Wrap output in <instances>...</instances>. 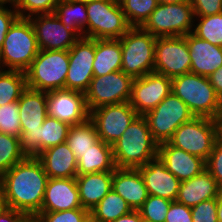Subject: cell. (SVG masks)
<instances>
[{"label":"cell","mask_w":222,"mask_h":222,"mask_svg":"<svg viewBox=\"0 0 222 222\" xmlns=\"http://www.w3.org/2000/svg\"><path fill=\"white\" fill-rule=\"evenodd\" d=\"M49 177L37 157H26L0 177L7 208L35 217L41 210Z\"/></svg>","instance_id":"6da1fadb"},{"label":"cell","mask_w":222,"mask_h":222,"mask_svg":"<svg viewBox=\"0 0 222 222\" xmlns=\"http://www.w3.org/2000/svg\"><path fill=\"white\" fill-rule=\"evenodd\" d=\"M158 145L146 118L138 115L112 145L115 166L138 169L158 156Z\"/></svg>","instance_id":"7a4b0ae2"},{"label":"cell","mask_w":222,"mask_h":222,"mask_svg":"<svg viewBox=\"0 0 222 222\" xmlns=\"http://www.w3.org/2000/svg\"><path fill=\"white\" fill-rule=\"evenodd\" d=\"M171 90L195 117L216 119L222 112V100L206 76L189 72L174 77Z\"/></svg>","instance_id":"3957f363"},{"label":"cell","mask_w":222,"mask_h":222,"mask_svg":"<svg viewBox=\"0 0 222 222\" xmlns=\"http://www.w3.org/2000/svg\"><path fill=\"white\" fill-rule=\"evenodd\" d=\"M38 52L32 22L29 18H18L5 36L0 52V69L4 66L8 70L25 72Z\"/></svg>","instance_id":"277c9868"},{"label":"cell","mask_w":222,"mask_h":222,"mask_svg":"<svg viewBox=\"0 0 222 222\" xmlns=\"http://www.w3.org/2000/svg\"><path fill=\"white\" fill-rule=\"evenodd\" d=\"M18 103L21 123V150L26 157H37L40 154V126L47 117V92L27 87L22 92Z\"/></svg>","instance_id":"5b68a950"},{"label":"cell","mask_w":222,"mask_h":222,"mask_svg":"<svg viewBox=\"0 0 222 222\" xmlns=\"http://www.w3.org/2000/svg\"><path fill=\"white\" fill-rule=\"evenodd\" d=\"M68 69V50H39L25 71L26 85L44 92L65 88Z\"/></svg>","instance_id":"8992f818"},{"label":"cell","mask_w":222,"mask_h":222,"mask_svg":"<svg viewBox=\"0 0 222 222\" xmlns=\"http://www.w3.org/2000/svg\"><path fill=\"white\" fill-rule=\"evenodd\" d=\"M156 38L141 27H131L121 38V71L133 79L153 72Z\"/></svg>","instance_id":"52a82bcc"},{"label":"cell","mask_w":222,"mask_h":222,"mask_svg":"<svg viewBox=\"0 0 222 222\" xmlns=\"http://www.w3.org/2000/svg\"><path fill=\"white\" fill-rule=\"evenodd\" d=\"M85 37L120 39L130 28L118 0H96L86 4Z\"/></svg>","instance_id":"ba28073f"},{"label":"cell","mask_w":222,"mask_h":222,"mask_svg":"<svg viewBox=\"0 0 222 222\" xmlns=\"http://www.w3.org/2000/svg\"><path fill=\"white\" fill-rule=\"evenodd\" d=\"M194 18L189 0L182 3L158 4L141 28L155 37L185 36L193 32L191 28L194 26Z\"/></svg>","instance_id":"9c48e42d"},{"label":"cell","mask_w":222,"mask_h":222,"mask_svg":"<svg viewBox=\"0 0 222 222\" xmlns=\"http://www.w3.org/2000/svg\"><path fill=\"white\" fill-rule=\"evenodd\" d=\"M217 140L215 119L193 117L180 125L168 141L172 146L207 160Z\"/></svg>","instance_id":"30bf717a"},{"label":"cell","mask_w":222,"mask_h":222,"mask_svg":"<svg viewBox=\"0 0 222 222\" xmlns=\"http://www.w3.org/2000/svg\"><path fill=\"white\" fill-rule=\"evenodd\" d=\"M144 117L153 139L161 144L168 142L180 125L190 121L195 116L190 112L187 105L171 92Z\"/></svg>","instance_id":"8fae6325"},{"label":"cell","mask_w":222,"mask_h":222,"mask_svg":"<svg viewBox=\"0 0 222 222\" xmlns=\"http://www.w3.org/2000/svg\"><path fill=\"white\" fill-rule=\"evenodd\" d=\"M133 80L123 71L93 77L85 92L89 112L103 105L128 102L131 97Z\"/></svg>","instance_id":"7c38bea8"},{"label":"cell","mask_w":222,"mask_h":222,"mask_svg":"<svg viewBox=\"0 0 222 222\" xmlns=\"http://www.w3.org/2000/svg\"><path fill=\"white\" fill-rule=\"evenodd\" d=\"M153 72L174 78L190 72L191 57L185 36L157 37Z\"/></svg>","instance_id":"4fadbf2b"},{"label":"cell","mask_w":222,"mask_h":222,"mask_svg":"<svg viewBox=\"0 0 222 222\" xmlns=\"http://www.w3.org/2000/svg\"><path fill=\"white\" fill-rule=\"evenodd\" d=\"M137 116L128 101L100 106L90 111L89 118L94 122L99 139L113 145Z\"/></svg>","instance_id":"5bb4252c"},{"label":"cell","mask_w":222,"mask_h":222,"mask_svg":"<svg viewBox=\"0 0 222 222\" xmlns=\"http://www.w3.org/2000/svg\"><path fill=\"white\" fill-rule=\"evenodd\" d=\"M68 55L65 88L85 93L94 77L95 39L80 37L68 50Z\"/></svg>","instance_id":"9a60e30c"},{"label":"cell","mask_w":222,"mask_h":222,"mask_svg":"<svg viewBox=\"0 0 222 222\" xmlns=\"http://www.w3.org/2000/svg\"><path fill=\"white\" fill-rule=\"evenodd\" d=\"M171 89V78L151 72L133 80L129 103L138 115L144 116L168 96Z\"/></svg>","instance_id":"2e32d148"},{"label":"cell","mask_w":222,"mask_h":222,"mask_svg":"<svg viewBox=\"0 0 222 222\" xmlns=\"http://www.w3.org/2000/svg\"><path fill=\"white\" fill-rule=\"evenodd\" d=\"M46 109L47 116L70 126L83 123L90 116L85 93L66 88L47 92Z\"/></svg>","instance_id":"e0dca14e"},{"label":"cell","mask_w":222,"mask_h":222,"mask_svg":"<svg viewBox=\"0 0 222 222\" xmlns=\"http://www.w3.org/2000/svg\"><path fill=\"white\" fill-rule=\"evenodd\" d=\"M29 19L36 33L39 50H69L80 38L73 30L67 28L54 13L39 14Z\"/></svg>","instance_id":"ac0fdd59"},{"label":"cell","mask_w":222,"mask_h":222,"mask_svg":"<svg viewBox=\"0 0 222 222\" xmlns=\"http://www.w3.org/2000/svg\"><path fill=\"white\" fill-rule=\"evenodd\" d=\"M84 209L75 178H49L40 212Z\"/></svg>","instance_id":"d6986e66"},{"label":"cell","mask_w":222,"mask_h":222,"mask_svg":"<svg viewBox=\"0 0 222 222\" xmlns=\"http://www.w3.org/2000/svg\"><path fill=\"white\" fill-rule=\"evenodd\" d=\"M148 195L176 201L181 181L177 179L157 156L139 167Z\"/></svg>","instance_id":"ffe728a7"},{"label":"cell","mask_w":222,"mask_h":222,"mask_svg":"<svg viewBox=\"0 0 222 222\" xmlns=\"http://www.w3.org/2000/svg\"><path fill=\"white\" fill-rule=\"evenodd\" d=\"M158 157L181 182L189 180L206 169L202 158L172 146L169 142L158 145Z\"/></svg>","instance_id":"44dd1931"},{"label":"cell","mask_w":222,"mask_h":222,"mask_svg":"<svg viewBox=\"0 0 222 222\" xmlns=\"http://www.w3.org/2000/svg\"><path fill=\"white\" fill-rule=\"evenodd\" d=\"M112 190L119 194L131 207L138 210L148 198L144 179L138 169L115 168Z\"/></svg>","instance_id":"7402d4cb"},{"label":"cell","mask_w":222,"mask_h":222,"mask_svg":"<svg viewBox=\"0 0 222 222\" xmlns=\"http://www.w3.org/2000/svg\"><path fill=\"white\" fill-rule=\"evenodd\" d=\"M191 57L190 72L208 77L222 66V47L202 40L192 32L186 35Z\"/></svg>","instance_id":"603a6c76"},{"label":"cell","mask_w":222,"mask_h":222,"mask_svg":"<svg viewBox=\"0 0 222 222\" xmlns=\"http://www.w3.org/2000/svg\"><path fill=\"white\" fill-rule=\"evenodd\" d=\"M222 189L205 169L193 178L180 183L176 201L190 208L202 201L217 199Z\"/></svg>","instance_id":"cb8c5ba5"},{"label":"cell","mask_w":222,"mask_h":222,"mask_svg":"<svg viewBox=\"0 0 222 222\" xmlns=\"http://www.w3.org/2000/svg\"><path fill=\"white\" fill-rule=\"evenodd\" d=\"M37 158L49 178H76L77 158L66 142L43 150Z\"/></svg>","instance_id":"d4e9b609"},{"label":"cell","mask_w":222,"mask_h":222,"mask_svg":"<svg viewBox=\"0 0 222 222\" xmlns=\"http://www.w3.org/2000/svg\"><path fill=\"white\" fill-rule=\"evenodd\" d=\"M113 171L77 175L82 208L89 212L112 190Z\"/></svg>","instance_id":"484cf974"},{"label":"cell","mask_w":222,"mask_h":222,"mask_svg":"<svg viewBox=\"0 0 222 222\" xmlns=\"http://www.w3.org/2000/svg\"><path fill=\"white\" fill-rule=\"evenodd\" d=\"M112 145L98 139L77 159V175L114 171Z\"/></svg>","instance_id":"4316f807"},{"label":"cell","mask_w":222,"mask_h":222,"mask_svg":"<svg viewBox=\"0 0 222 222\" xmlns=\"http://www.w3.org/2000/svg\"><path fill=\"white\" fill-rule=\"evenodd\" d=\"M121 66L122 50L120 39H95L94 77L121 71Z\"/></svg>","instance_id":"83f0119b"},{"label":"cell","mask_w":222,"mask_h":222,"mask_svg":"<svg viewBox=\"0 0 222 222\" xmlns=\"http://www.w3.org/2000/svg\"><path fill=\"white\" fill-rule=\"evenodd\" d=\"M54 14L79 37H85L88 21L86 4L72 0H59Z\"/></svg>","instance_id":"f1b7e54d"},{"label":"cell","mask_w":222,"mask_h":222,"mask_svg":"<svg viewBox=\"0 0 222 222\" xmlns=\"http://www.w3.org/2000/svg\"><path fill=\"white\" fill-rule=\"evenodd\" d=\"M99 139L94 122L88 118L80 124L70 127L66 143L78 159Z\"/></svg>","instance_id":"f546056e"},{"label":"cell","mask_w":222,"mask_h":222,"mask_svg":"<svg viewBox=\"0 0 222 222\" xmlns=\"http://www.w3.org/2000/svg\"><path fill=\"white\" fill-rule=\"evenodd\" d=\"M132 211L128 203L111 190L94 208L90 216L99 222H112Z\"/></svg>","instance_id":"4dcf8cb0"},{"label":"cell","mask_w":222,"mask_h":222,"mask_svg":"<svg viewBox=\"0 0 222 222\" xmlns=\"http://www.w3.org/2000/svg\"><path fill=\"white\" fill-rule=\"evenodd\" d=\"M26 88L25 72L0 69V106L18 101Z\"/></svg>","instance_id":"1f68e13d"},{"label":"cell","mask_w":222,"mask_h":222,"mask_svg":"<svg viewBox=\"0 0 222 222\" xmlns=\"http://www.w3.org/2000/svg\"><path fill=\"white\" fill-rule=\"evenodd\" d=\"M70 125L58 119L47 116L40 126L39 147L40 153L52 146L66 142Z\"/></svg>","instance_id":"d6a6232c"},{"label":"cell","mask_w":222,"mask_h":222,"mask_svg":"<svg viewBox=\"0 0 222 222\" xmlns=\"http://www.w3.org/2000/svg\"><path fill=\"white\" fill-rule=\"evenodd\" d=\"M131 27H141L158 6L157 0H118Z\"/></svg>","instance_id":"836d02e7"},{"label":"cell","mask_w":222,"mask_h":222,"mask_svg":"<svg viewBox=\"0 0 222 222\" xmlns=\"http://www.w3.org/2000/svg\"><path fill=\"white\" fill-rule=\"evenodd\" d=\"M25 158L20 138L0 132V177Z\"/></svg>","instance_id":"e575fe53"},{"label":"cell","mask_w":222,"mask_h":222,"mask_svg":"<svg viewBox=\"0 0 222 222\" xmlns=\"http://www.w3.org/2000/svg\"><path fill=\"white\" fill-rule=\"evenodd\" d=\"M200 22L193 29V34L215 46L222 47V13L198 17Z\"/></svg>","instance_id":"d590c367"},{"label":"cell","mask_w":222,"mask_h":222,"mask_svg":"<svg viewBox=\"0 0 222 222\" xmlns=\"http://www.w3.org/2000/svg\"><path fill=\"white\" fill-rule=\"evenodd\" d=\"M170 200L154 195H148L147 200L138 209L142 219L149 222H165L166 214L171 205Z\"/></svg>","instance_id":"8d00e7d4"},{"label":"cell","mask_w":222,"mask_h":222,"mask_svg":"<svg viewBox=\"0 0 222 222\" xmlns=\"http://www.w3.org/2000/svg\"><path fill=\"white\" fill-rule=\"evenodd\" d=\"M0 132L21 137L18 101L0 106Z\"/></svg>","instance_id":"74e56055"},{"label":"cell","mask_w":222,"mask_h":222,"mask_svg":"<svg viewBox=\"0 0 222 222\" xmlns=\"http://www.w3.org/2000/svg\"><path fill=\"white\" fill-rule=\"evenodd\" d=\"M58 2L59 0H18L15 7L19 18H30L33 15L54 13Z\"/></svg>","instance_id":"f35d334b"},{"label":"cell","mask_w":222,"mask_h":222,"mask_svg":"<svg viewBox=\"0 0 222 222\" xmlns=\"http://www.w3.org/2000/svg\"><path fill=\"white\" fill-rule=\"evenodd\" d=\"M90 216L86 209H72L59 212H39L35 218L38 222H85Z\"/></svg>","instance_id":"ab89813d"},{"label":"cell","mask_w":222,"mask_h":222,"mask_svg":"<svg viewBox=\"0 0 222 222\" xmlns=\"http://www.w3.org/2000/svg\"><path fill=\"white\" fill-rule=\"evenodd\" d=\"M193 222H218L217 199L202 201L191 208Z\"/></svg>","instance_id":"60d3db41"},{"label":"cell","mask_w":222,"mask_h":222,"mask_svg":"<svg viewBox=\"0 0 222 222\" xmlns=\"http://www.w3.org/2000/svg\"><path fill=\"white\" fill-rule=\"evenodd\" d=\"M206 170L217 181L222 189V143L216 140L210 156L207 158Z\"/></svg>","instance_id":"b9f144b4"},{"label":"cell","mask_w":222,"mask_h":222,"mask_svg":"<svg viewBox=\"0 0 222 222\" xmlns=\"http://www.w3.org/2000/svg\"><path fill=\"white\" fill-rule=\"evenodd\" d=\"M189 2L196 17L222 13V0H189Z\"/></svg>","instance_id":"7bdbcfd3"},{"label":"cell","mask_w":222,"mask_h":222,"mask_svg":"<svg viewBox=\"0 0 222 222\" xmlns=\"http://www.w3.org/2000/svg\"><path fill=\"white\" fill-rule=\"evenodd\" d=\"M165 222H193L191 208L177 201H172Z\"/></svg>","instance_id":"ee69618b"},{"label":"cell","mask_w":222,"mask_h":222,"mask_svg":"<svg viewBox=\"0 0 222 222\" xmlns=\"http://www.w3.org/2000/svg\"><path fill=\"white\" fill-rule=\"evenodd\" d=\"M3 5L4 3H0V52L9 28L19 18L15 5H13V10Z\"/></svg>","instance_id":"f6af8a7d"},{"label":"cell","mask_w":222,"mask_h":222,"mask_svg":"<svg viewBox=\"0 0 222 222\" xmlns=\"http://www.w3.org/2000/svg\"><path fill=\"white\" fill-rule=\"evenodd\" d=\"M31 216L28 213L5 207L0 212V222H27Z\"/></svg>","instance_id":"bcb514c9"},{"label":"cell","mask_w":222,"mask_h":222,"mask_svg":"<svg viewBox=\"0 0 222 222\" xmlns=\"http://www.w3.org/2000/svg\"><path fill=\"white\" fill-rule=\"evenodd\" d=\"M208 78L216 94L222 100V66H220L215 72L209 75Z\"/></svg>","instance_id":"7dc6e473"},{"label":"cell","mask_w":222,"mask_h":222,"mask_svg":"<svg viewBox=\"0 0 222 222\" xmlns=\"http://www.w3.org/2000/svg\"><path fill=\"white\" fill-rule=\"evenodd\" d=\"M142 216L138 210H132L130 213L120 216L112 222H141Z\"/></svg>","instance_id":"c3c4849f"},{"label":"cell","mask_w":222,"mask_h":222,"mask_svg":"<svg viewBox=\"0 0 222 222\" xmlns=\"http://www.w3.org/2000/svg\"><path fill=\"white\" fill-rule=\"evenodd\" d=\"M217 126V140L222 143V112L215 119Z\"/></svg>","instance_id":"681fc988"},{"label":"cell","mask_w":222,"mask_h":222,"mask_svg":"<svg viewBox=\"0 0 222 222\" xmlns=\"http://www.w3.org/2000/svg\"><path fill=\"white\" fill-rule=\"evenodd\" d=\"M217 219L218 222H222V192L217 198Z\"/></svg>","instance_id":"f907efd6"},{"label":"cell","mask_w":222,"mask_h":222,"mask_svg":"<svg viewBox=\"0 0 222 222\" xmlns=\"http://www.w3.org/2000/svg\"><path fill=\"white\" fill-rule=\"evenodd\" d=\"M159 4L182 3L187 0H157Z\"/></svg>","instance_id":"816d5d0a"},{"label":"cell","mask_w":222,"mask_h":222,"mask_svg":"<svg viewBox=\"0 0 222 222\" xmlns=\"http://www.w3.org/2000/svg\"><path fill=\"white\" fill-rule=\"evenodd\" d=\"M5 207H6L5 202H4L1 190H0V212L3 211Z\"/></svg>","instance_id":"f5cc1de1"},{"label":"cell","mask_w":222,"mask_h":222,"mask_svg":"<svg viewBox=\"0 0 222 222\" xmlns=\"http://www.w3.org/2000/svg\"><path fill=\"white\" fill-rule=\"evenodd\" d=\"M18 2V0H0V3H11L12 5H15Z\"/></svg>","instance_id":"db71d44e"},{"label":"cell","mask_w":222,"mask_h":222,"mask_svg":"<svg viewBox=\"0 0 222 222\" xmlns=\"http://www.w3.org/2000/svg\"><path fill=\"white\" fill-rule=\"evenodd\" d=\"M72 1L81 2L83 4H88V3L92 2V1H96V0H72Z\"/></svg>","instance_id":"11a10c76"},{"label":"cell","mask_w":222,"mask_h":222,"mask_svg":"<svg viewBox=\"0 0 222 222\" xmlns=\"http://www.w3.org/2000/svg\"><path fill=\"white\" fill-rule=\"evenodd\" d=\"M85 222H99V221H96L91 216H89Z\"/></svg>","instance_id":"9f6ffc18"},{"label":"cell","mask_w":222,"mask_h":222,"mask_svg":"<svg viewBox=\"0 0 222 222\" xmlns=\"http://www.w3.org/2000/svg\"><path fill=\"white\" fill-rule=\"evenodd\" d=\"M27 222H38L35 217H31Z\"/></svg>","instance_id":"6f0895ef"}]
</instances>
